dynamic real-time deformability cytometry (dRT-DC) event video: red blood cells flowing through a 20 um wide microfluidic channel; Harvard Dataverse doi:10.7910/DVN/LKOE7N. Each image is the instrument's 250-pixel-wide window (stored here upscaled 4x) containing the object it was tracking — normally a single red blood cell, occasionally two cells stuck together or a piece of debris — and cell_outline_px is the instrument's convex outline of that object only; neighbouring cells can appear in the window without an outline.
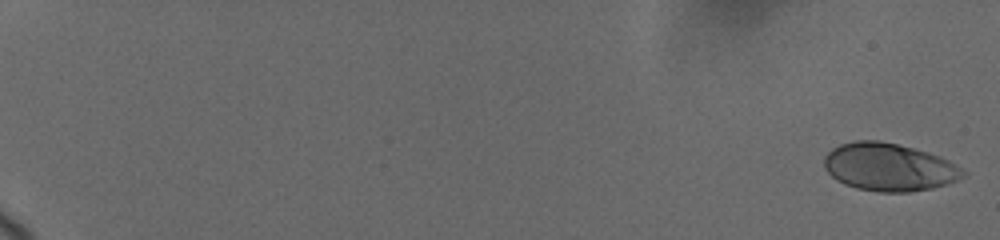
{"species": "human", "species_latin": "Homo sapiens", "temperature_condition": "cold", "stored_images_in_passage": 8, "camera_frame_rate_fps": 3000, "um_per_image_px": 0.085, "donor": {"sex": "female"}, "frame": {"image": 1, "passage_image": 1, "time_ms": 0.0, "image_size_px": [1000, 240], "cell_outline_px": [[968, 176], [948, 184], [932, 188], [908, 192], [880, 192], [856, 188], [844, 184], [836, 180], [824, 168], [824, 156], [832, 148], [840, 144], [856, 140], [880, 140], [928, 152], [940, 156], [948, 160], [968, 172]], "centroid_in_image_um": [75.58, 14.21], "position_along_channel_um": 9.4, "area_um2": 38.96}}
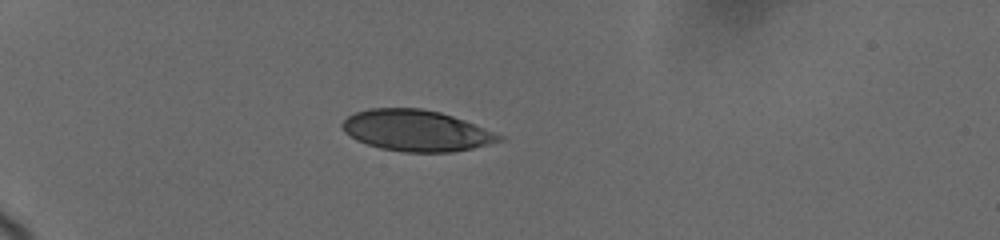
{"frame": {"image": 2, "passage_image": 6, "time_ms": 6.0, "image_size_px": [1000, 240], "cell_outline_px": [[504, 140], [472, 148], [452, 152], [404, 152], [380, 148], [356, 140], [344, 132], [340, 124], [348, 116], [356, 112], [368, 108], [420, 108], [440, 112], [464, 120], [504, 136]], "centroid_in_image_um": [35.36, 11.1], "position_along_channel_um": 49.6, "area_um2": 37.51}}
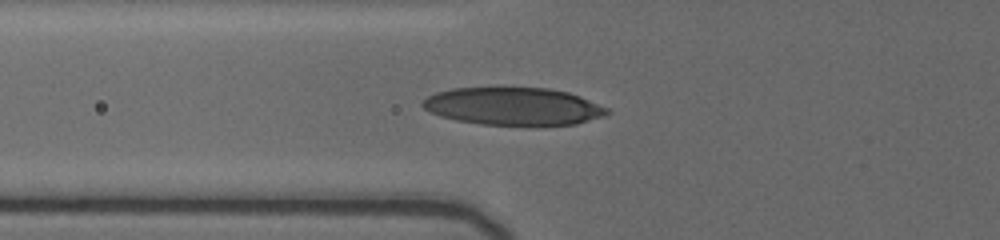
{"frame": {"image": 3, "passage_image": 8, "time_ms": 8.0, "image_size_px": [1000, 240], "cell_outline_px": [[612, 112], [604, 116], [576, 124], [532, 128], [524, 128], [480, 124], [456, 120], [440, 116], [424, 108], [420, 104], [428, 96], [436, 92], [452, 88], [548, 88], [568, 92], [580, 96], [608, 108]], "centroid_in_image_um": [43.68, 9.08], "position_along_channel_um": 82.1, "area_um2": 41.56}}